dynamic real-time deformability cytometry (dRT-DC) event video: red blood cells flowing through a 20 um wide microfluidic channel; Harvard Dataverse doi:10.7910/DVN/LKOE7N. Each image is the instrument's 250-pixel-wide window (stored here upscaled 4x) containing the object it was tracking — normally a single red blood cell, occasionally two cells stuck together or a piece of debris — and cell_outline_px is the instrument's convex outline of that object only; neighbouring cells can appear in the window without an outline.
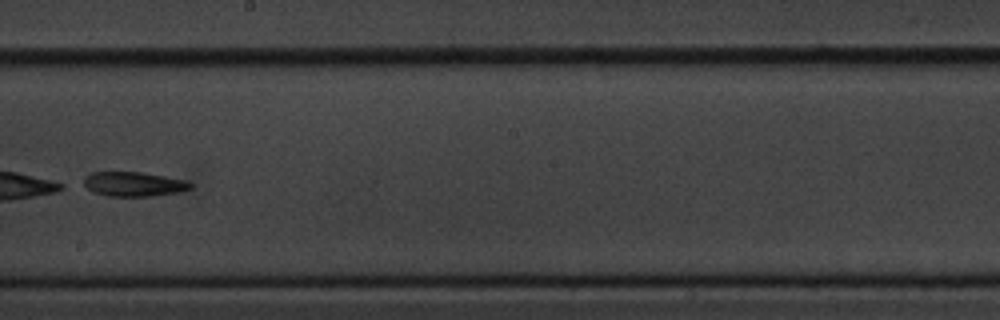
{"species": "common noctule bat (a hibernating species)", "species_latin": "Nyctalus noctula", "temperature_condition": "cold", "stored_images_in_passage": 9, "camera_frame_rate_fps": 3000, "um_per_image_px": 0.085, "animal": {"sex": "male", "body_mass_g": 20.1, "forearm_length_mm": 53.5}, "frame": {"image": 1, "passage_image": 9, "time_ms": 9.333, "image_size_px": [1000, 320], "cell_outline_px": [[192, 188], [180, 192], [156, 196], [108, 196], [92, 192], [80, 184], [84, 176], [92, 172], [140, 172], [188, 180], [192, 184]], "centroid_in_image_um": [11.33, 15.65], "position_along_channel_um": 236.9, "area_um2": 15.61}}